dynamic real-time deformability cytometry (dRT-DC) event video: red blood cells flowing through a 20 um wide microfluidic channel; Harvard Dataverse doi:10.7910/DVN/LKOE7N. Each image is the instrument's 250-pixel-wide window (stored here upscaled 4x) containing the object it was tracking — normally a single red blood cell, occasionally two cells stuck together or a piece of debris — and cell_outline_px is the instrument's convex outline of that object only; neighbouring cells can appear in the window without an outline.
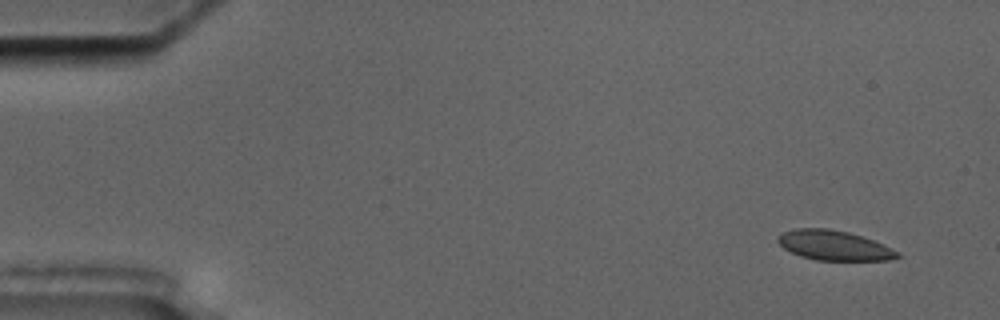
{"species": "common noctule bat (a hibernating species)", "species_latin": "Nyctalus noctula", "temperature_condition": "cold", "stored_images_in_passage": 4, "camera_frame_rate_fps": 3000, "um_per_image_px": 0.085, "animal": {"sex": "male", "body_mass_g": 17.5, "forearm_length_mm": 52.3}, "frame": {"image": 1, "passage_image": 1, "time_ms": 0.0, "image_size_px": [1000, 320], "cell_outline_px": [[904, 256], [888, 260], [816, 260], [800, 256], [784, 248], [776, 240], [776, 236], [780, 232], [796, 228], [828, 228], [848, 232], [872, 240], [900, 252]], "centroid_in_image_um": [70.86, 20.85], "position_along_channel_um": 14.1, "area_um2": 20.81}}